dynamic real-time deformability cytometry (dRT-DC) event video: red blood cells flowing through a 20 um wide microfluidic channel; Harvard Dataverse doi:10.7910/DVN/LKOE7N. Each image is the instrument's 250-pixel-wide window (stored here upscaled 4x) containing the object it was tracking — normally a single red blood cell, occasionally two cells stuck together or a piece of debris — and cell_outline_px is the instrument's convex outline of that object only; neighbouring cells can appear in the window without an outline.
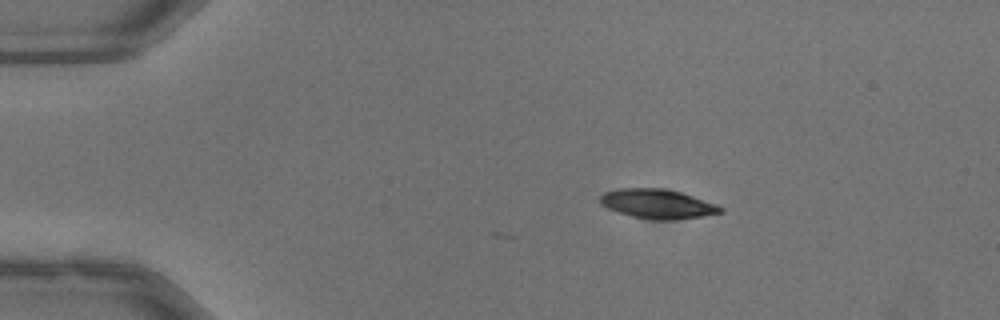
{"species": "common noctule bat (a hibernating species)", "species_latin": "Nyctalus noctula", "temperature_condition": "warm", "stored_images_in_passage": 5, "camera_frame_rate_fps": 3000, "um_per_image_px": 0.085, "animal": {"sex": "male", "body_mass_g": 13.3}, "frame": {"image": 1, "passage_image": 5, "time_ms": 1.333, "image_size_px": [1000, 320], "cell_outline_px": [[724, 212], [676, 220], [660, 220], [632, 216], [608, 208], [600, 204], [600, 196], [604, 192], [616, 188], [664, 188], [680, 192], [720, 204], [724, 208]], "centroid_in_image_um": [55.93, 17.32], "position_along_channel_um": 29.1, "area_um2": 20.69}}